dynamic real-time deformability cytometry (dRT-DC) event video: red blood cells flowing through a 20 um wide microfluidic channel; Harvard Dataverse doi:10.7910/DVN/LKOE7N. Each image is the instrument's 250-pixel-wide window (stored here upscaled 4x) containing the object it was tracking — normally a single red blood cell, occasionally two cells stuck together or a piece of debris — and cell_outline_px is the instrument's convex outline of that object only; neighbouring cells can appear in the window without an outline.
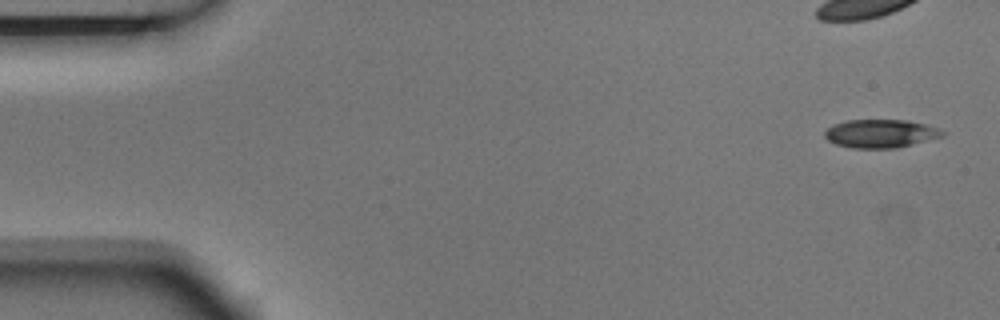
{"species": "Egyptian fruit bat (a non-hibernating species)", "species_latin": "Rousettus aegyptiacus", "temperature_condition": "room temperature", "stored_images_in_passage": 5, "camera_frame_rate_fps": 3000, "um_per_image_px": 0.085, "animal": {"sex": "male"}, "frame": {"image": 1, "passage_image": 1, "time_ms": 0.0, "image_size_px": [1000, 320], "cell_outline_px": [[948, 132], [944, 136], [896, 148], [852, 148], [836, 144], [828, 140], [824, 136], [824, 132], [828, 128], [836, 124], [848, 120], [908, 120], [928, 124], [940, 128]], "centroid_in_image_um": [74.92, 11.35], "position_along_channel_um": 10.1, "area_um2": 19.54}}